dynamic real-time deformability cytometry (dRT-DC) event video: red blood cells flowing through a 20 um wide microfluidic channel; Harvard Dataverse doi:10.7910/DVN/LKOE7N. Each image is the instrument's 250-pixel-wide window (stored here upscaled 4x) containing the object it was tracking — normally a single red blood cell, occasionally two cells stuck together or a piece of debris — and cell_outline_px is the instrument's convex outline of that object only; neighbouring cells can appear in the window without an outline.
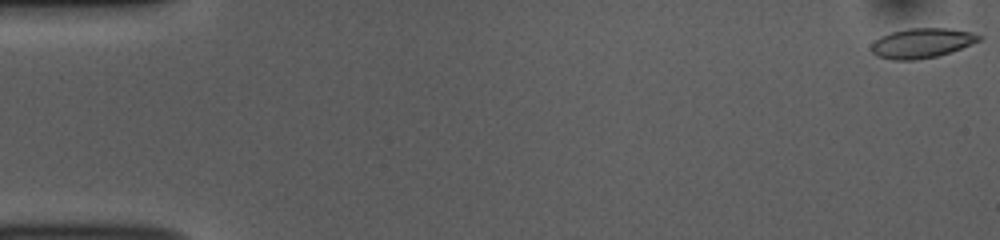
{"species": "common noctule bat (a hibernating species)", "species_latin": "Nyctalus noctula", "temperature_condition": "room temperature", "stored_images_in_passage": 53, "camera_frame_rate_fps": 3000, "um_per_image_px": 0.085, "animal": {"sex": "female", "body_mass_g": 10.0, "forearm_length_mm": 53.1}, "frame": {"image": 1, "passage_image": 1, "time_ms": 0.0, "image_size_px": [1000, 240], "cell_outline_px": [[984, 36], [980, 40], [960, 48], [936, 56], [916, 60], [892, 60], [876, 56], [872, 52], [872, 44], [880, 36], [892, 32], [908, 28], [948, 28], [972, 32]], "centroid_in_image_um": [78.34, 3.65], "position_along_channel_um": 6.7, "area_um2": 18.55}}
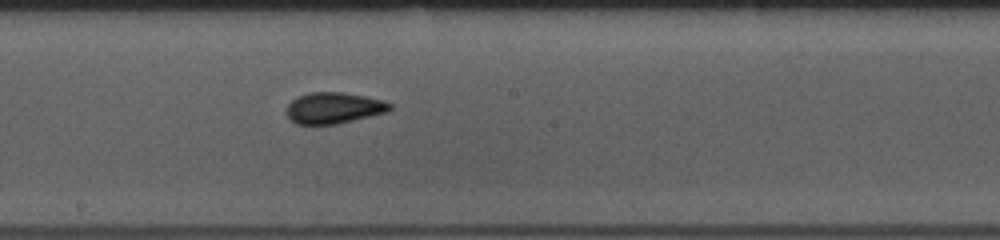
{"frame": {"image": 2, "passage_image": 29, "time_ms": 9.333, "image_size_px": [1000, 240], "cell_outline_px": [[392, 108], [388, 112], [336, 124], [296, 124], [288, 116], [288, 104], [296, 96], [308, 92], [344, 92], [384, 100], [392, 104]], "centroid_in_image_um": [28.39, 9.16], "position_along_channel_um": 219.8, "area_um2": 18.79}}
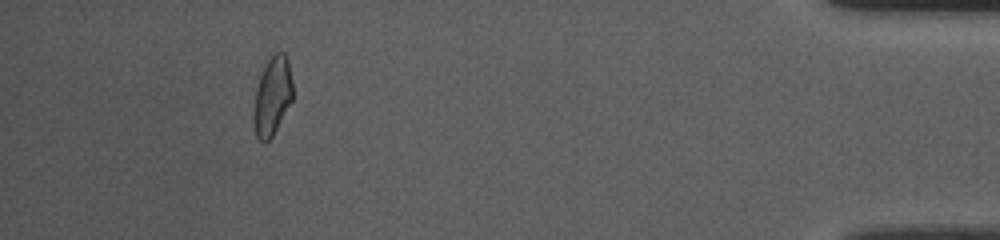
{"frame": {"image": 3, "passage_image": 49, "time_ms": 16.0, "image_size_px": [1000, 240], "cell_outline_px": [[292, 100], [272, 136], [264, 144], [256, 136], [252, 120], [252, 116], [256, 88], [260, 76], [272, 52], [284, 52], [288, 60], [292, 80]], "centroid_in_image_um": [23.13, 8.17], "position_along_channel_um": 412.1, "area_um2": 17.92}, "authors_computed_cell_mechanics": {"area_um2": 18.5538, "velocity_mm_per_s": 3.7819, "shape_relaxation_time_tau1_ms": 5.8182, "shape_relaxation_time_tau2_ms": 1.5811, "deformation_change_tau1": 0.138, "deformation_change_tau2": 0.0565}}